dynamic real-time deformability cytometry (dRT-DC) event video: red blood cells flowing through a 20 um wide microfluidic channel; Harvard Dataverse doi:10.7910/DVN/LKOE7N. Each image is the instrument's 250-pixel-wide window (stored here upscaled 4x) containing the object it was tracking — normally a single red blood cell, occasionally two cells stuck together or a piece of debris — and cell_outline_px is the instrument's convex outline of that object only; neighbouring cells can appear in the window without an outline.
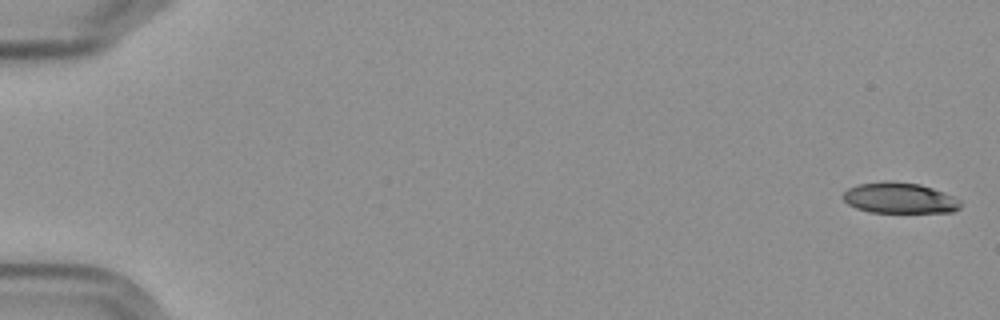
{"species": "Egyptian fruit bat (a non-hibernating species)", "species_latin": "Rousettus aegyptiacus", "temperature_condition": "cold", "stored_images_in_passage": 6, "camera_frame_rate_fps": 3000, "um_per_image_px": 0.085, "frame": {"image": 1, "passage_image": 1, "time_ms": 0.0, "image_size_px": [1000, 320], "cell_outline_px": [[960, 208], [952, 212], [868, 212], [856, 208], [848, 204], [840, 196], [848, 188], [856, 184], [884, 180], [888, 180], [920, 184], [932, 188], [952, 196], [960, 200]], "centroid_in_image_um": [76.4, 16.82], "position_along_channel_um": 8.6, "area_um2": 21.21}}
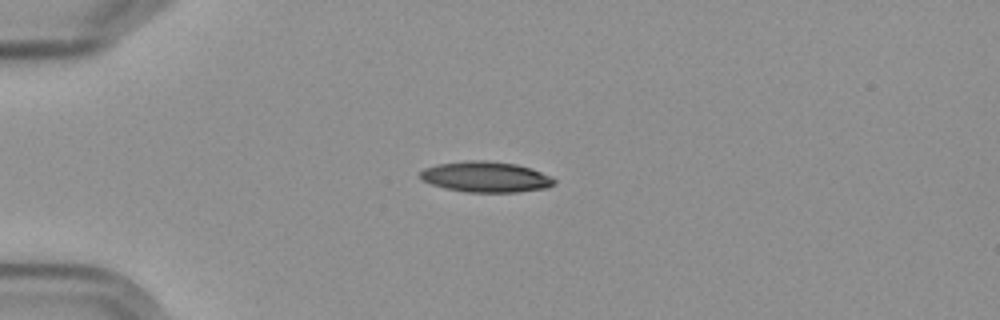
{"frame": {"image": 2, "passage_image": 5, "time_ms": 4.667, "image_size_px": [1000, 320], "cell_outline_px": [[556, 184], [548, 188], [520, 192], [468, 192], [444, 188], [420, 180], [420, 172], [424, 168], [440, 164], [468, 160], [488, 160], [516, 164], [532, 168], [552, 176], [556, 180]], "centroid_in_image_um": [41.34, 15.04], "position_along_channel_um": 43.7, "area_um2": 24.22}}